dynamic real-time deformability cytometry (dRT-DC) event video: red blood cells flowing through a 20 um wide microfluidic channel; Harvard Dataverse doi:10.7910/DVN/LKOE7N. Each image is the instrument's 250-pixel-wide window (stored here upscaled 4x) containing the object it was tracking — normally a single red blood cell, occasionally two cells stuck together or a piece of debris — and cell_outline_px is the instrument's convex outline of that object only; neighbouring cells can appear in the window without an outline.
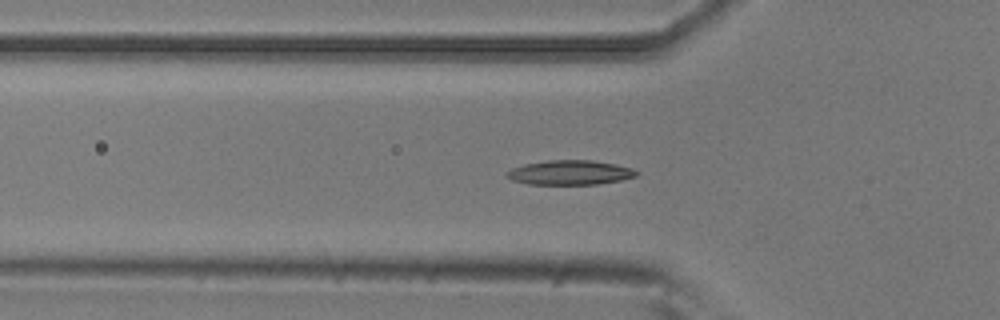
{"species": "common noctule bat (a hibernating species)", "species_latin": "Nyctalus noctula", "temperature_condition": "room temperature", "stored_images_in_passage": 17, "camera_frame_rate_fps": 3000, "um_per_image_px": 0.085, "animal": {"sex": "male", "body_mass_g": 20.5, "forearm_length_mm": 52.5}, "frame": {"image": 1, "passage_image": 4, "time_ms": 1.0, "image_size_px": [1000, 320], "cell_outline_px": [[640, 172], [636, 176], [620, 180], [596, 184], [528, 184], [512, 180], [504, 176], [504, 172], [512, 168], [524, 164], [548, 160], [592, 160], [632, 168]], "centroid_in_image_um": [48.39, 14.66], "position_along_channel_um": 77.4, "area_um2": 18.5}}
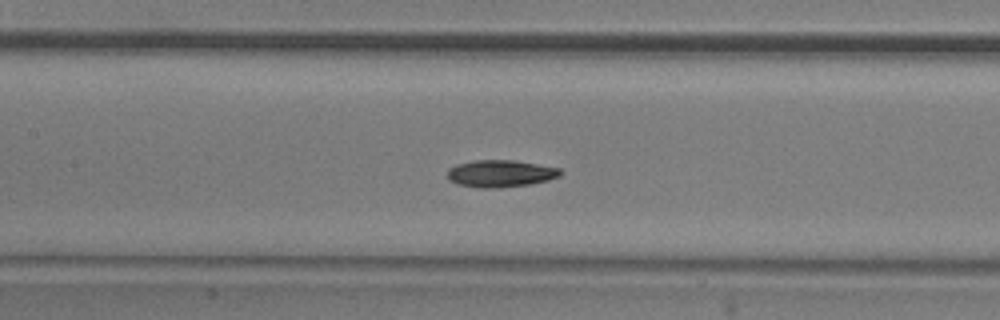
{"frame": {"image": 2, "passage_image": 11, "time_ms": 3.333, "image_size_px": [1000, 320], "cell_outline_px": [[564, 172], [560, 176], [548, 180], [528, 184], [500, 188], [480, 188], [456, 184], [448, 180], [448, 168], [456, 164], [476, 160], [512, 160], [560, 168]], "centroid_in_image_um": [42.52, 14.75], "position_along_channel_um": 164.9, "area_um2": 17.92}}
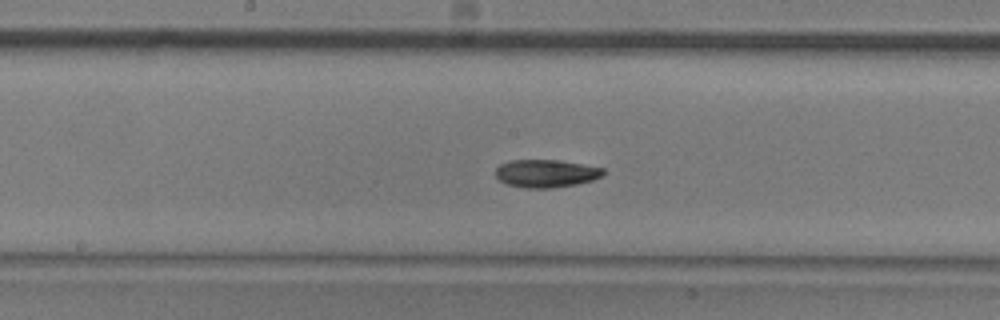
{"frame": {"image": 3, "passage_image": 14, "time_ms": 4.333, "image_size_px": [1000, 320], "cell_outline_px": [[604, 172], [600, 176], [592, 180], [576, 184], [552, 188], [524, 188], [504, 184], [496, 176], [496, 168], [500, 164], [512, 160], [556, 160], [604, 168]], "centroid_in_image_um": [46.36, 14.75], "position_along_channel_um": 201.8, "area_um2": 17.34}}